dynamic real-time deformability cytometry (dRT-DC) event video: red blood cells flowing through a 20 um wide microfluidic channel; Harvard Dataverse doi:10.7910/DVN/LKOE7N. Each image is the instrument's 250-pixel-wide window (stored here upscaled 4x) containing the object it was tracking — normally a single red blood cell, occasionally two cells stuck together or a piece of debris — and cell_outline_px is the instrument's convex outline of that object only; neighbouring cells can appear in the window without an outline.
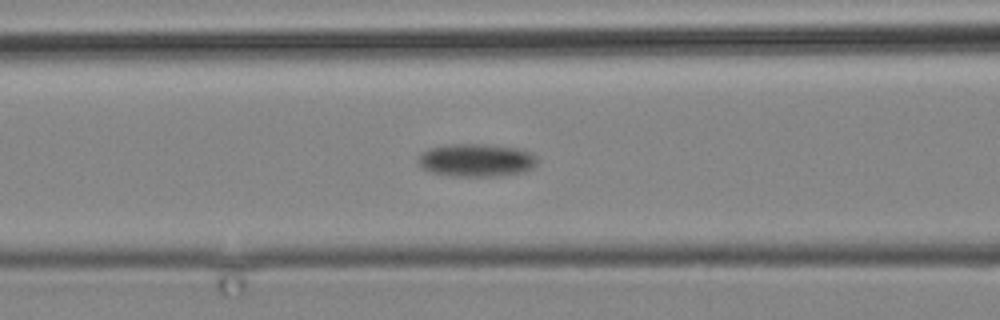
{"species": "common noctule bat (a hibernating species)", "species_latin": "Nyctalus noctula", "temperature_condition": "cold", "stored_images_in_passage": 15, "camera_frame_rate_fps": 3000, "um_per_image_px": 0.085, "animal": {"sex": "male", "body_mass_g": 19.2, "forearm_length_mm": 51.8}, "frame": {"image": 1, "passage_image": 15, "time_ms": 18.0, "image_size_px": [1000, 320], "cell_outline_px": [[536, 164], [532, 168], [524, 172], [496, 176], [452, 176], [432, 172], [424, 168], [416, 160], [428, 148], [448, 144], [488, 144], [520, 148], [532, 152], [536, 156]], "centroid_in_image_um": [40.52, 13.6], "position_along_channel_um": 126.1, "area_um2": 22.95}}